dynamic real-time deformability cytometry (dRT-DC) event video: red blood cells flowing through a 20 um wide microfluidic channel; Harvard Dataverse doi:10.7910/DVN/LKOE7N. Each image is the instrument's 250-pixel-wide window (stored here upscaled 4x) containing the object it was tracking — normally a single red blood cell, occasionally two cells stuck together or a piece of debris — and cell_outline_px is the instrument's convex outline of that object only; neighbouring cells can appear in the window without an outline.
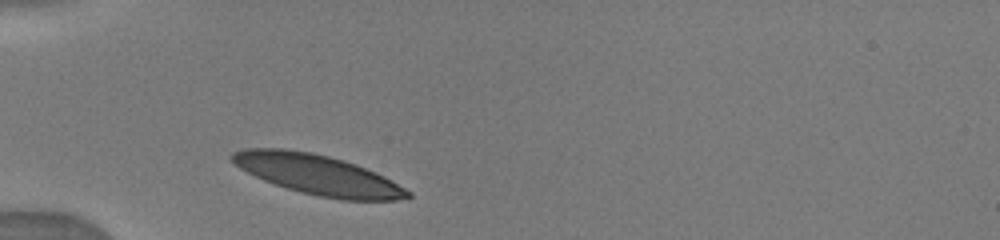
{"species": "human", "species_latin": "Homo sapiens", "temperature_condition": "warm", "stored_images_in_passage": 10, "camera_frame_rate_fps": 3000, "um_per_image_px": 0.085, "donor": {"sex": "male"}, "frame": {"image": 1, "passage_image": 1, "time_ms": 0.0, "image_size_px": [1000, 240], "cell_outline_px": [[412, 196], [408, 200], [340, 200], [300, 192], [264, 180], [240, 168], [228, 160], [228, 156], [232, 152], [244, 148], [284, 148], [312, 152], [344, 160], [356, 164], [376, 172], [384, 176], [412, 192]], "centroid_in_image_um": [27.01, 14.84], "position_along_channel_um": 58.0, "area_um2": 41.15}}
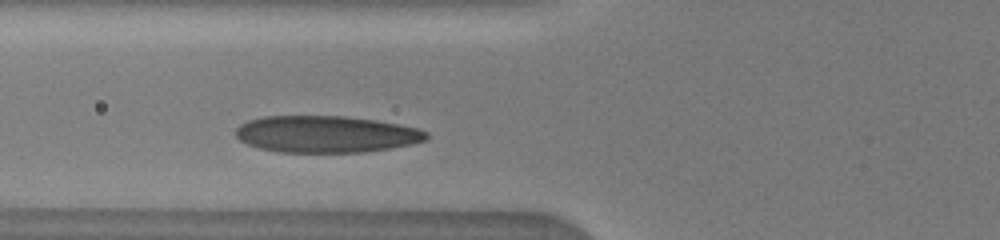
{"frame": {"image": 2, "passage_image": 2, "time_ms": 1.333, "image_size_px": [1000, 240], "cell_outline_px": [[428, 136], [424, 140], [412, 144], [364, 152], [280, 152], [260, 148], [248, 144], [240, 140], [236, 136], [236, 128], [240, 124], [248, 120], [264, 116], [344, 116], [376, 120], [416, 128], [428, 132]], "centroid_in_image_um": [27.68, 11.4], "position_along_channel_um": 98.1, "area_um2": 40.63}}
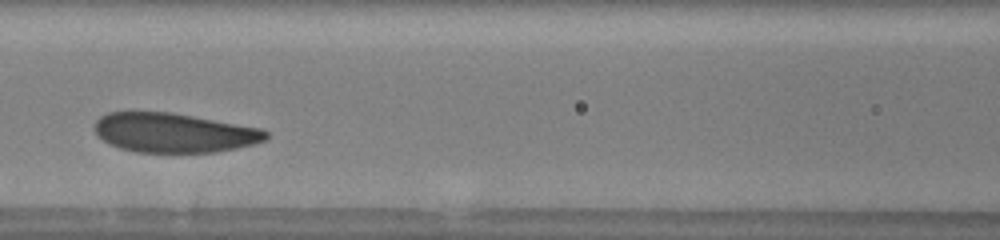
{"frame": {"image": 3, "passage_image": 6, "time_ms": 2.667, "image_size_px": [1000, 240], "cell_outline_px": [[268, 140], [236, 148], [216, 152], [136, 152], [120, 148], [104, 140], [96, 132], [96, 120], [100, 116], [108, 112], [172, 112], [260, 128], [268, 132]], "centroid_in_image_um": [14.81, 11.28], "position_along_channel_um": 151.8, "area_um2": 39.07}}